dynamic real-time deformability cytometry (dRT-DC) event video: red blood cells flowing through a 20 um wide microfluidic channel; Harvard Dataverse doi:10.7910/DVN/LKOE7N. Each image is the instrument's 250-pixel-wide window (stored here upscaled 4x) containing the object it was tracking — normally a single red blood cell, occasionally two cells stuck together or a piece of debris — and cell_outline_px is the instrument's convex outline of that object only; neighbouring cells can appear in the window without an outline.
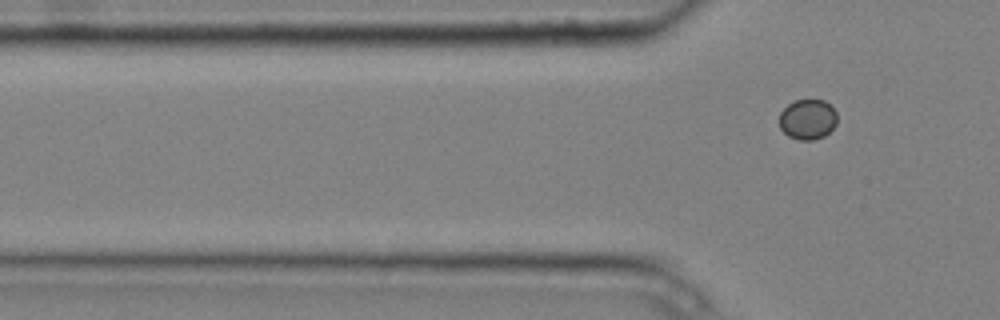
{"species": "common noctule bat (a hibernating species)", "species_latin": "Nyctalus noctula", "temperature_condition": "cold", "stored_images_in_passage": 6, "segment_of_instrument_passage": [2, 2], "camera_frame_rate_fps": 3000, "um_per_image_px": 0.085, "animal": {"sex": "male", "body_mass_g": 20.4}, "frame": {"image": 1, "passage_image": 6, "time_ms": 1.667, "image_size_px": [1000, 320], "cell_outline_px": [[836, 124], [824, 136], [812, 140], [800, 140], [788, 136], [780, 128], [780, 112], [788, 104], [796, 100], [824, 100], [832, 104], [836, 112]], "centroid_in_image_um": [68.66, 10.13], "position_along_channel_um": 57.1, "area_um2": 13.58}}